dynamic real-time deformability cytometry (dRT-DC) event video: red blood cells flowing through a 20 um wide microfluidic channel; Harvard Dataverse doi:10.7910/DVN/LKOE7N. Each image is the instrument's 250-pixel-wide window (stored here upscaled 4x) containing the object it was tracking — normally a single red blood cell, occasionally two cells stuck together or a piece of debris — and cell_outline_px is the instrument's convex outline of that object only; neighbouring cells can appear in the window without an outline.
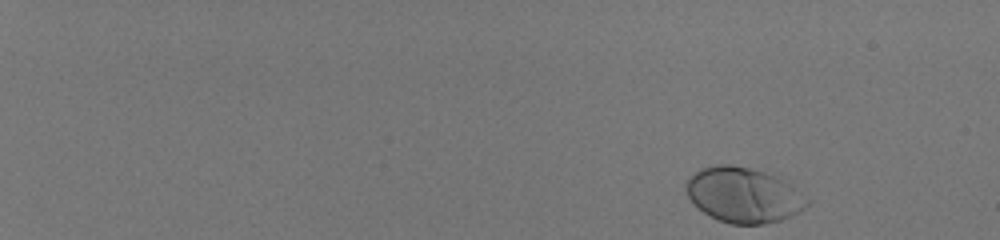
{"species": "human", "species_latin": "Homo sapiens", "temperature_condition": "room temperature", "stored_images_in_passage": 51, "camera_frame_rate_fps": 3000, "um_per_image_px": 0.085, "donor": {"sex": "male"}, "frame": {"image": 1, "passage_image": 1, "time_ms": 0.0, "image_size_px": [1000, 240], "cell_outline_px": [[812, 204], [800, 212], [780, 220], [764, 224], [732, 224], [720, 220], [704, 212], [688, 196], [684, 188], [684, 184], [700, 168], [716, 164], [732, 164], [764, 172], [792, 184], [812, 200]], "centroid_in_image_um": [63.26, 16.57], "position_along_channel_um": 21.7, "area_um2": 38.96}}
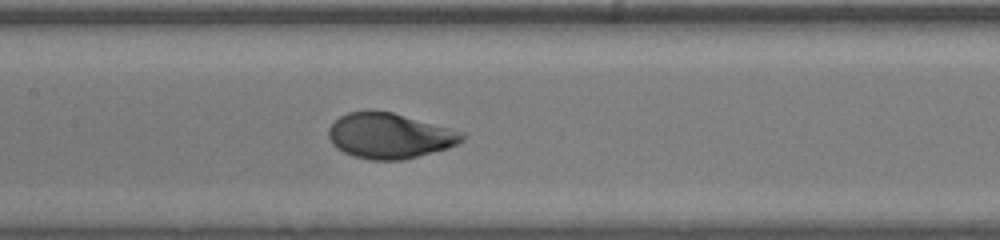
{"frame": {"image": 2, "passage_image": 28, "time_ms": 9.0, "image_size_px": [1000, 240], "cell_outline_px": [[464, 140], [448, 148], [404, 160], [372, 160], [352, 156], [336, 148], [332, 144], [328, 136], [328, 128], [340, 116], [348, 112], [368, 108], [392, 112], [464, 132]], "centroid_in_image_um": [33.08, 11.53], "position_along_channel_um": 174.3, "area_um2": 35.66}}
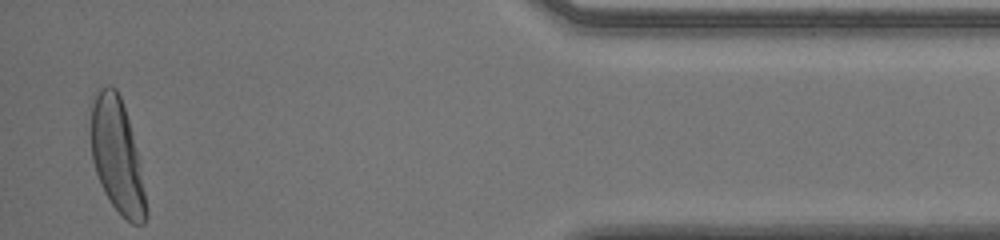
{"frame": {"image": 3, "passage_image": 50, "time_ms": 16.333, "image_size_px": [1000, 240], "cell_outline_px": [[148, 216], [144, 224], [132, 224], [112, 204], [104, 192], [96, 172], [92, 160], [92, 96], [96, 88], [108, 84], [116, 88], [120, 96], [132, 132], [140, 160], [148, 208]], "centroid_in_image_um": [9.98, 13.24], "position_along_channel_um": 425.2, "area_um2": 36.76}, "authors_computed_cell_mechanics": {"area_um2": 35.836, "velocity_mm_per_s": 3.9985, "shape_relaxation_time_tau1_ms": 2.2837, "shape_relaxation_time_tau2_ms": null, "deformation_change_tau1": 0.1693, "deformation_change_tau2": null}}